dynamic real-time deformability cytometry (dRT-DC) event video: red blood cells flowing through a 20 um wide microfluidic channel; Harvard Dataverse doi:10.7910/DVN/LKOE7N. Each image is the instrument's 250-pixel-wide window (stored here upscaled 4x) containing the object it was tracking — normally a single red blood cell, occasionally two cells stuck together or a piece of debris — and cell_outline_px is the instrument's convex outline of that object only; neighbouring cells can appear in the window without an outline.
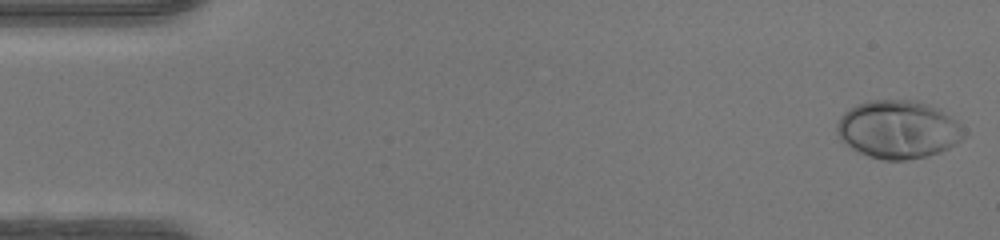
{"species": "human", "species_latin": "Homo sapiens", "temperature_condition": "warm", "stored_images_in_passage": 48, "camera_frame_rate_fps": 3000, "um_per_image_px": 0.085, "donor": {"sex": "female"}, "frame": {"image": 1, "passage_image": 1, "time_ms": 0.0, "image_size_px": [1000, 240], "cell_outline_px": [[968, 136], [948, 148], [940, 152], [928, 156], [904, 160], [884, 160], [868, 156], [852, 148], [840, 140], [836, 132], [836, 124], [840, 116], [844, 112], [856, 104], [868, 100], [916, 100], [940, 108], [952, 116], [968, 132]], "centroid_in_image_um": [76.37, 10.99], "position_along_channel_um": 8.6, "area_um2": 43.58}}
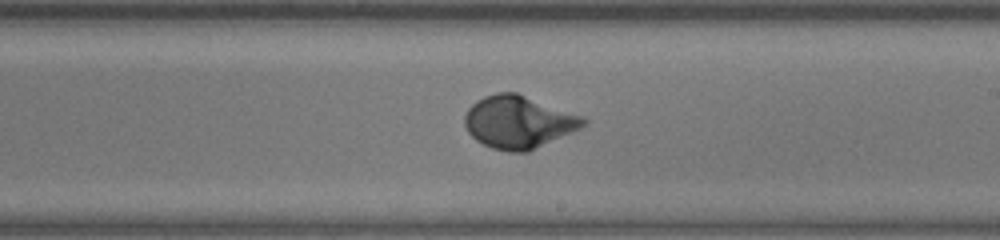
{"frame": {"image": 2, "passage_image": 28, "time_ms": 9.0, "image_size_px": [1000, 240], "cell_outline_px": [[588, 120], [580, 128], [528, 152], [508, 152], [492, 148], [476, 140], [468, 132], [464, 124], [464, 116], [468, 108], [476, 100], [484, 96], [496, 92], [516, 92], [584, 116]], "centroid_in_image_um": [44.06, 10.36], "position_along_channel_um": 244.9, "area_um2": 36.41}}
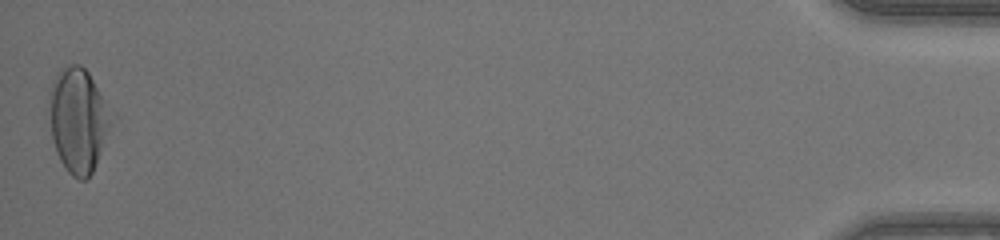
{"frame": {"image": 3, "passage_image": 48, "time_ms": 15.667, "image_size_px": [1000, 240], "cell_outline_px": [[116, 116], [92, 172], [84, 180], [80, 180], [72, 176], [64, 168], [56, 152], [52, 136], [48, 92], [52, 80], [60, 68], [64, 64], [80, 64], [88, 72]], "centroid_in_image_um": [6.66, 10.17], "position_along_channel_um": 428.5, "area_um2": 38.26}, "authors_computed_cell_mechanics": {"area_um2": 35.3736, "velocity_mm_per_s": 4.2592, "shape_relaxation_time_tau1_ms": 3.0698, "shape_relaxation_time_tau2_ms": null, "deformation_change_tau1": 0.2148, "deformation_change_tau2": null}}